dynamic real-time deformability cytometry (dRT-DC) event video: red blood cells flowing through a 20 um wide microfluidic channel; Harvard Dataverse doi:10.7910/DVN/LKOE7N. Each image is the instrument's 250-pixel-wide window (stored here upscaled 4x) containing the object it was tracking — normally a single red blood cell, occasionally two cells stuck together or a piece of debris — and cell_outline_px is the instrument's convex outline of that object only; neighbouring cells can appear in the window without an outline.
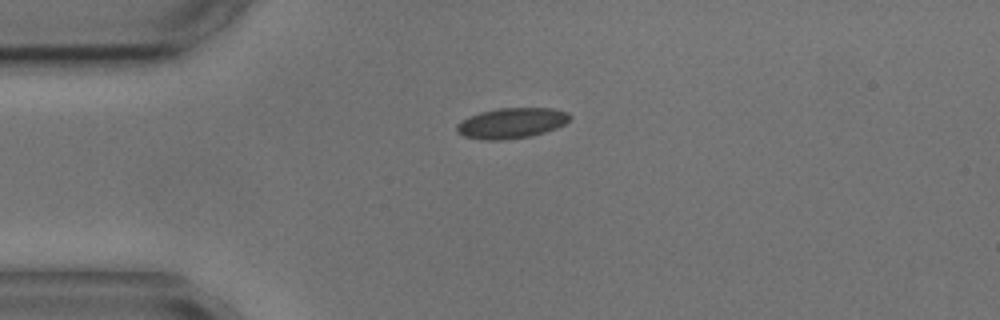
{"species": "common noctule bat (a hibernating species)", "species_latin": "Nyctalus noctula", "temperature_condition": "cold", "stored_images_in_passage": 6, "camera_frame_rate_fps": 3000, "um_per_image_px": 0.085, "animal": {"sex": "male", "body_mass_g": 17.9, "forearm_length_mm": 54.2}, "frame": {"image": 1, "passage_image": 1, "time_ms": 0.0, "image_size_px": [1000, 320], "cell_outline_px": [[572, 116], [564, 124], [556, 128], [532, 136], [504, 140], [484, 140], [464, 136], [456, 132], [456, 124], [468, 116], [480, 112], [500, 108], [552, 108], [568, 112]], "centroid_in_image_um": [43.46, 10.46], "position_along_channel_um": 41.5, "area_um2": 20.17}}
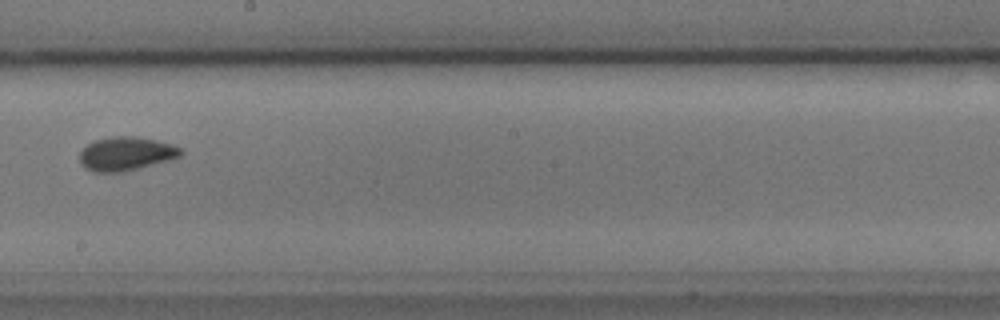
{"frame": {"image": 2, "passage_image": 6, "time_ms": 6.0, "image_size_px": [1000, 320], "cell_outline_px": [[184, 152], [180, 156], [168, 160], [120, 172], [92, 172], [84, 168], [80, 164], [80, 152], [88, 144], [96, 140], [112, 136], [136, 136], [156, 140], [172, 144], [184, 148]], "centroid_in_image_um": [10.71, 13.06], "position_along_channel_um": 237.5, "area_um2": 19.83}}